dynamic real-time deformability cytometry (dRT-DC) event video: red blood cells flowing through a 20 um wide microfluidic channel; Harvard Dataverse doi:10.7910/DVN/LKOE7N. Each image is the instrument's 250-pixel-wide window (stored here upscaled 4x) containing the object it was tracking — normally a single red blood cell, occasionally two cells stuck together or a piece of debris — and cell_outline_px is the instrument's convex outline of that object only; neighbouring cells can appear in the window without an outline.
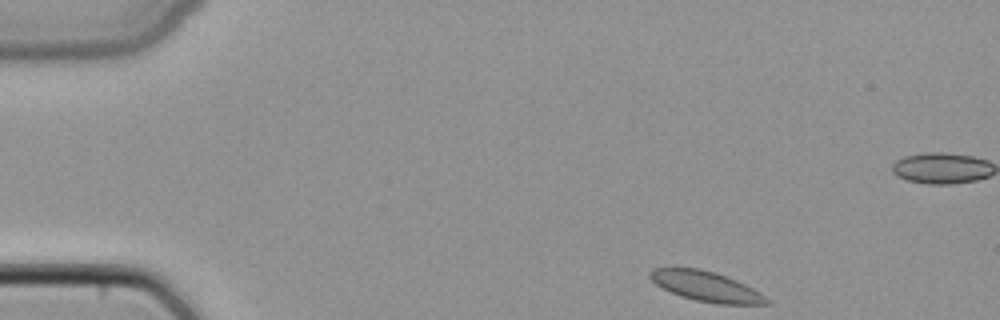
{"species": "common noctule bat (a hibernating species)", "species_latin": "Nyctalus noctula", "temperature_condition": "cold", "stored_images_in_passage": 44, "camera_frame_rate_fps": 3000, "um_per_image_px": 0.085, "animal": {"sex": "female", "body_mass_g": 22.7, "forearm_length_mm": 54.2}, "frame": {"image": 1, "passage_image": 1, "time_ms": 0.0, "image_size_px": [1000, 320], "cell_outline_px": [[772, 304], [716, 304], [696, 300], [680, 296], [656, 284], [648, 276], [648, 272], [652, 268], [700, 268], [716, 272], [736, 280], [760, 292]], "centroid_in_image_um": [60.01, 24.34], "position_along_channel_um": 25.0, "area_um2": 20.29}}
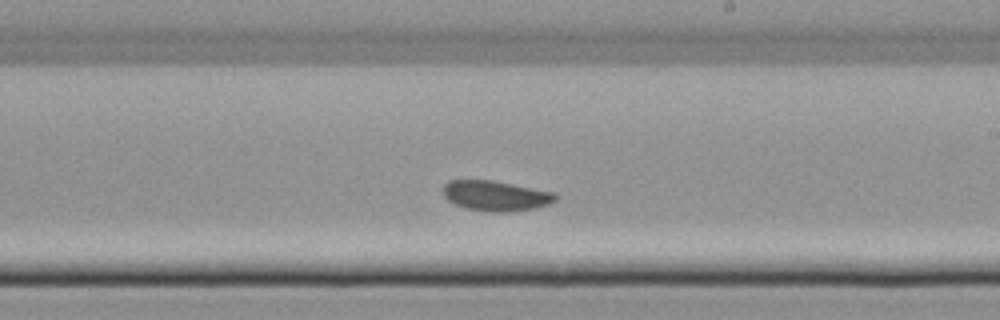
{"frame": {"image": 2, "passage_image": 23, "time_ms": 7.333, "image_size_px": [1000, 320], "cell_outline_px": [[556, 200], [548, 204], [536, 208], [504, 212], [492, 212], [468, 208], [456, 204], [448, 200], [444, 196], [444, 184], [448, 180], [492, 180], [556, 192]], "centroid_in_image_um": [42.16, 16.63], "position_along_channel_um": 246.8, "area_um2": 19.65}}
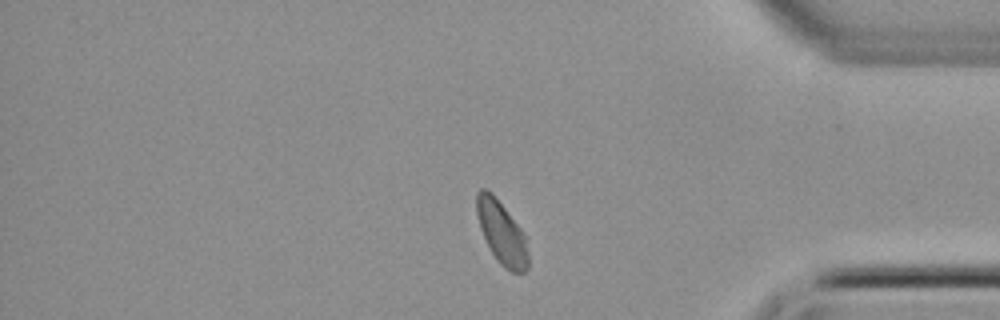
{"frame": {"image": 3, "passage_image": 35, "time_ms": 11.333, "image_size_px": [1000, 320], "cell_outline_px": [[528, 268], [524, 272], [512, 272], [504, 268], [496, 260], [480, 228], [476, 212], [476, 192], [480, 188], [484, 188], [492, 192], [520, 228], [524, 236], [528, 252]], "centroid_in_image_um": [42.62, 19.77], "position_along_channel_um": 392.6, "area_um2": 18.67}}